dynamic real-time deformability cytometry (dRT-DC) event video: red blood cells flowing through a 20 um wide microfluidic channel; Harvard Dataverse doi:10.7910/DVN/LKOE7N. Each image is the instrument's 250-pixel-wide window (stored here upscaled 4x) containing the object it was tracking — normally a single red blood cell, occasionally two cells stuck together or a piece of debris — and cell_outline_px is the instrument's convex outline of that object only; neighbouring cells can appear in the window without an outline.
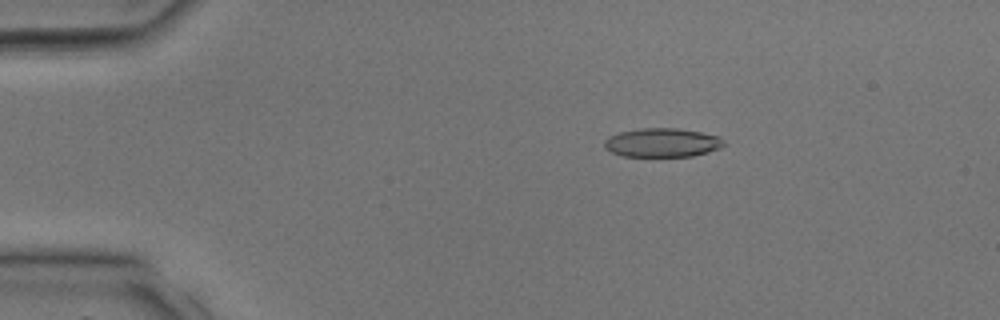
{"species": "common noctule bat (a hibernating species)", "species_latin": "Nyctalus noctula", "temperature_condition": "room temperature", "stored_images_in_passage": 34, "camera_frame_rate_fps": 3000, "um_per_image_px": 0.085, "animal": {"sex": "male", "body_mass_g": 17.9, "forearm_length_mm": 54.2}, "frame": {"image": 1, "passage_image": 6, "time_ms": 1.667, "image_size_px": [1000, 320], "cell_outline_px": [[724, 144], [720, 148], [708, 152], [692, 156], [620, 156], [604, 148], [604, 140], [608, 136], [620, 132], [640, 128], [676, 128], [700, 132], [716, 136], [724, 140]], "centroid_in_image_um": [56.24, 12.12], "position_along_channel_um": 28.8, "area_um2": 20.06}}
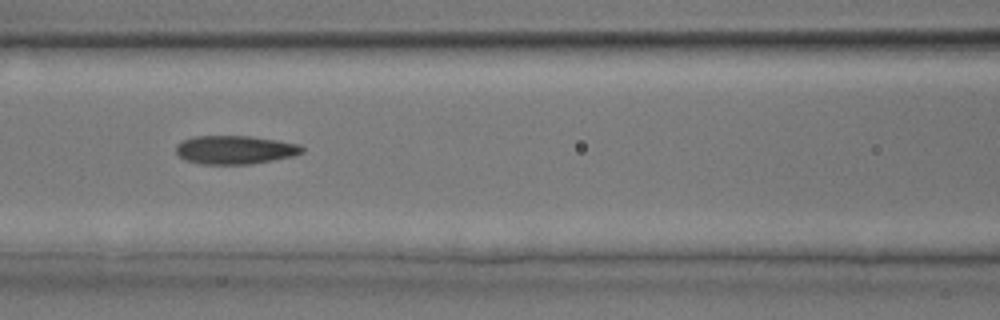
{"frame": {"image": 2, "passage_image": 15, "time_ms": 4.667, "image_size_px": [1000, 320], "cell_outline_px": [[304, 152], [292, 156], [272, 160], [248, 164], [200, 164], [184, 160], [176, 152], [176, 144], [192, 136], [248, 136], [276, 140], [300, 144], [304, 148]], "centroid_in_image_um": [19.96, 12.73], "position_along_channel_um": 146.6, "area_um2": 20.92}}
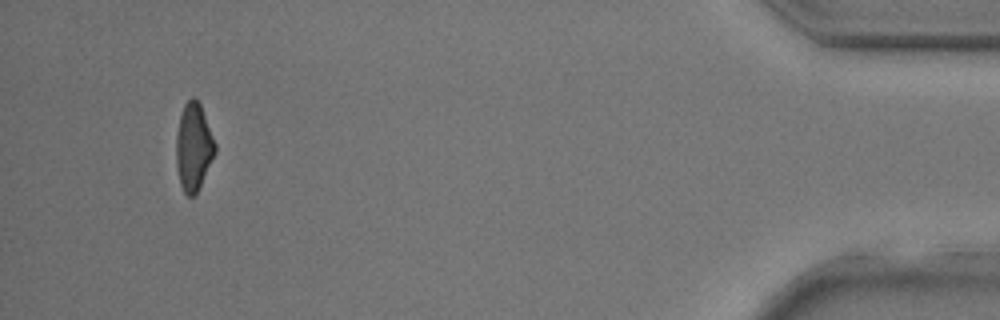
{"frame": {"image": 3, "passage_image": 32, "time_ms": 10.333, "image_size_px": [1000, 320], "cell_outline_px": [[216, 152], [196, 192], [192, 196], [188, 196], [184, 192], [180, 184], [176, 164], [176, 136], [180, 116], [184, 104], [192, 96], [200, 104], [216, 144]], "centroid_in_image_um": [16.44, 12.48], "position_along_channel_um": 418.8, "area_um2": 19.48}}